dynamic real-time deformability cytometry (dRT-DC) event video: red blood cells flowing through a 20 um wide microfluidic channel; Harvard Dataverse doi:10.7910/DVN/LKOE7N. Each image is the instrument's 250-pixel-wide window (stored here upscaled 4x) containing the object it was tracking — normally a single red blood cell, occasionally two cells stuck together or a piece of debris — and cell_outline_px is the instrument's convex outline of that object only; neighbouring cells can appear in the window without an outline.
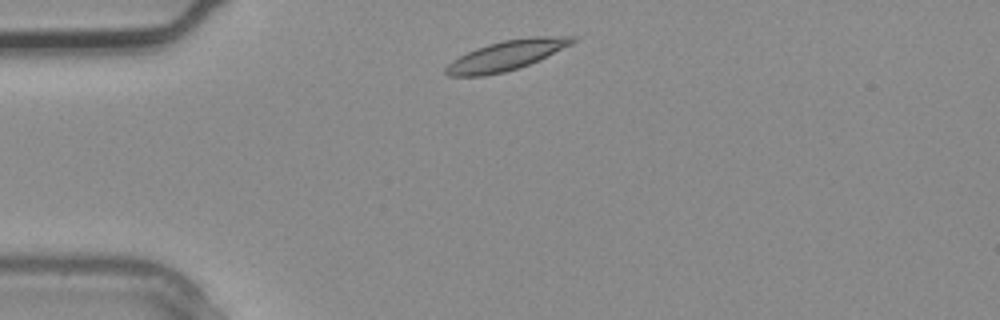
{"species": "common noctule bat (a hibernating species)", "species_latin": "Nyctalus noctula", "temperature_condition": "warm", "stored_images_in_passage": 4, "segment_of_instrument_passage": [2, 2], "camera_frame_rate_fps": 3000, "um_per_image_px": 0.085, "animal": {"sex": "male", "body_mass_g": 20.4}, "frame": {"image": 1, "passage_image": 4, "time_ms": 1.0, "image_size_px": [1000, 320], "cell_outline_px": [[576, 40], [572, 44], [520, 68], [504, 72], [484, 76], [448, 76], [444, 72], [444, 68], [452, 60], [476, 48], [488, 44], [504, 40], [528, 36], [576, 36]], "centroid_in_image_um": [43.02, 4.71], "position_along_channel_um": 42.0, "area_um2": 21.96}}